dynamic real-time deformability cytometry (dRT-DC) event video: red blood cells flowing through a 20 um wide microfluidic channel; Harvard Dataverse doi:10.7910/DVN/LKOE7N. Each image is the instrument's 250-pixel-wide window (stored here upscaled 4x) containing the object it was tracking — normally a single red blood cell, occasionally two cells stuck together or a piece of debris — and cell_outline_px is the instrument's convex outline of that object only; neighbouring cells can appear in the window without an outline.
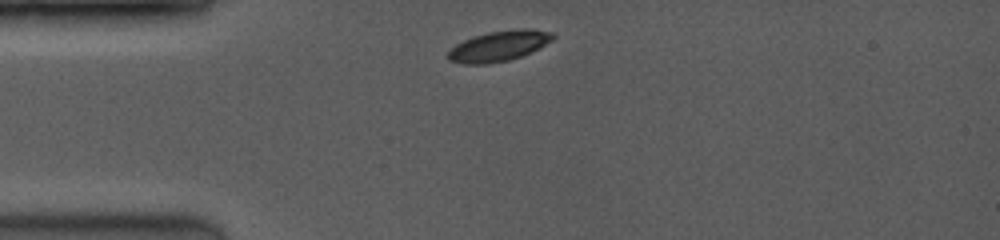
{"species": "common noctule bat (a hibernating species)", "species_latin": "Nyctalus noctula", "temperature_condition": "room temperature", "stored_images_in_passage": 12, "camera_frame_rate_fps": 3500, "um_per_image_px": 0.085, "animal": {"sex": "female", "body_mass_g": 19.0, "forearm_length_mm": 53.3}, "frame": {"image": 1, "passage_image": 1, "time_ms": 0.0, "image_size_px": [1000, 240], "cell_outline_px": [[556, 36], [552, 40], [520, 56], [508, 60], [484, 64], [464, 64], [448, 60], [448, 52], [456, 44], [464, 40], [488, 32], [516, 28], [528, 28], [552, 32]], "centroid_in_image_um": [42.39, 3.89], "position_along_channel_um": 42.6, "area_um2": 18.26}}
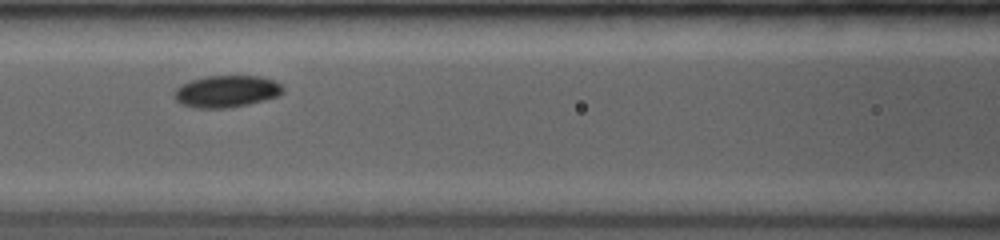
{"frame": {"image": 2, "passage_image": 7, "time_ms": 3.143, "image_size_px": [1000, 240], "cell_outline_px": [[284, 92], [280, 96], [248, 104], [228, 108], [196, 108], [180, 104], [172, 96], [176, 88], [192, 80], [208, 76], [260, 76], [272, 80], [280, 84], [284, 88]], "centroid_in_image_um": [19.26, 7.78], "position_along_channel_um": 147.3, "area_um2": 20.23}}
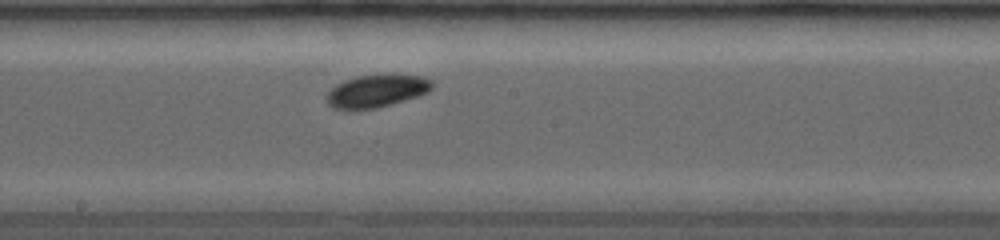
{"frame": {"image": 3, "passage_image": 10, "time_ms": 4.857, "image_size_px": [1000, 240], "cell_outline_px": [[432, 88], [428, 92], [404, 100], [376, 108], [332, 108], [328, 104], [328, 92], [336, 84], [344, 80], [356, 76], [388, 72], [392, 72], [420, 76], [432, 80]], "centroid_in_image_um": [32.05, 7.67], "position_along_channel_um": 216.1, "area_um2": 20.17}}